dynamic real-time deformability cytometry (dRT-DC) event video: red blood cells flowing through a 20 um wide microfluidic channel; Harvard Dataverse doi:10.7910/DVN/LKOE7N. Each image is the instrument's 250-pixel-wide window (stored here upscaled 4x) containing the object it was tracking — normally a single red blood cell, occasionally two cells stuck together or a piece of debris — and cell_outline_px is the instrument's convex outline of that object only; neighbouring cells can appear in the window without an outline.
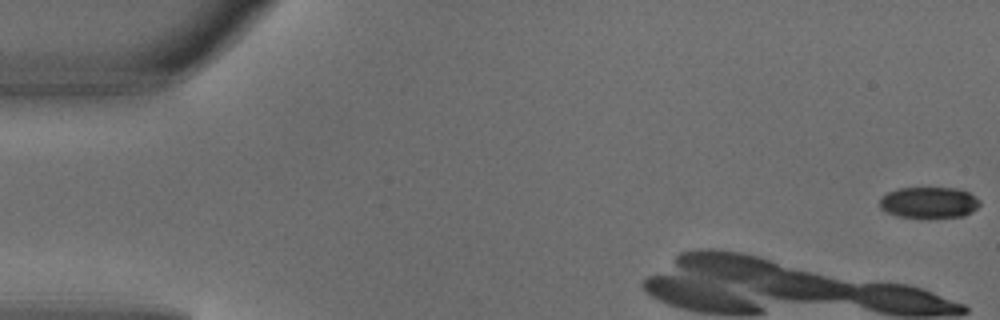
{"species": "common noctule bat (a hibernating species)", "species_latin": "Nyctalus noctula", "temperature_condition": "warm", "stored_images_in_passage": 5, "camera_frame_rate_fps": 3000, "um_per_image_px": 0.085, "animal": {"sex": "male", "body_mass_g": 18.8}, "frame": {"image": 1, "passage_image": 1, "time_ms": 0.0, "image_size_px": [1000, 320], "cell_outline_px": [[980, 204], [972, 212], [964, 216], [924, 220], [896, 216], [884, 212], [880, 208], [880, 200], [888, 192], [900, 188], [952, 188], [968, 192], [980, 200]], "centroid_in_image_um": [78.95, 17.27], "position_along_channel_um": 6.1, "area_um2": 18.73}}